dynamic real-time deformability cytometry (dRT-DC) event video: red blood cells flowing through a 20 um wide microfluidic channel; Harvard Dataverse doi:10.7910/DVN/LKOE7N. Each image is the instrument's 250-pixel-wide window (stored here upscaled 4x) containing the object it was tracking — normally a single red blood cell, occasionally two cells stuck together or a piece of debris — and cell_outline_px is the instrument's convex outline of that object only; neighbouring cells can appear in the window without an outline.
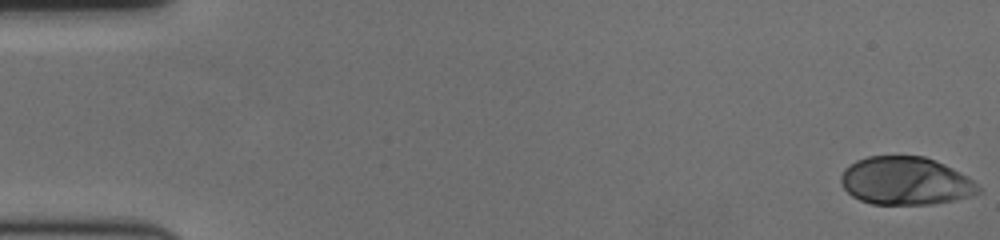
{"species": "human", "species_latin": "Homo sapiens", "temperature_condition": "cold", "stored_images_in_passage": 58, "camera_frame_rate_fps": 3000, "um_per_image_px": 0.085, "donor": {"sex": "female"}, "frame": {"image": 1, "passage_image": 1, "time_ms": 0.0, "image_size_px": [1000, 240], "cell_outline_px": [[980, 192], [972, 196], [956, 200], [932, 204], [872, 204], [860, 200], [852, 196], [844, 188], [840, 180], [840, 176], [844, 168], [856, 160], [868, 156], [924, 156], [936, 160], [968, 176], [980, 188]], "centroid_in_image_um": [76.97, 15.38], "position_along_channel_um": 8.0, "area_um2": 38.61}}
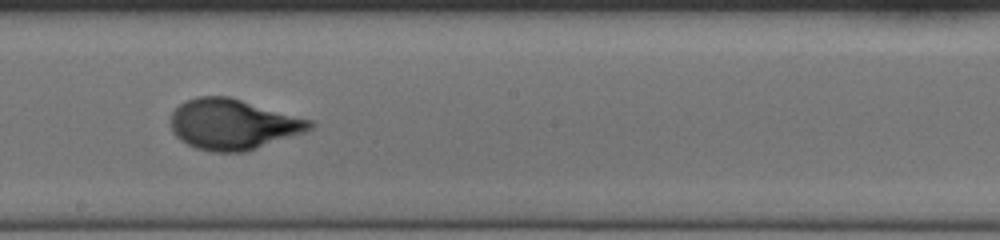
{"frame": {"image": 2, "passage_image": 33, "time_ms": 10.667, "image_size_px": [1000, 240], "cell_outline_px": [[316, 124], [312, 128], [304, 132], [244, 152], [212, 152], [196, 148], [180, 140], [172, 132], [168, 120], [172, 112], [180, 104], [196, 96], [228, 96], [312, 120]], "centroid_in_image_um": [19.76, 10.56], "position_along_channel_um": 228.4, "area_um2": 40.92}}
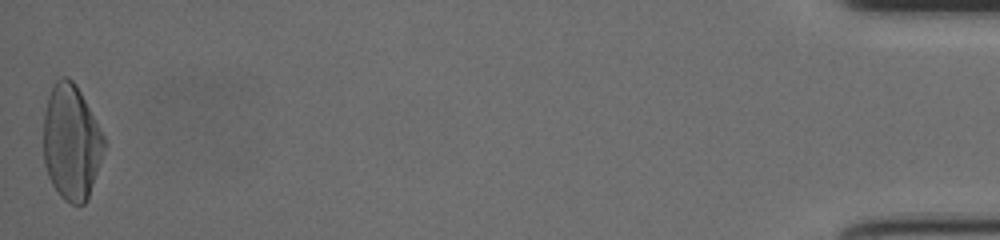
{"frame": {"image": 3, "passage_image": 58, "time_ms": 19.0, "image_size_px": [1000, 240], "cell_outline_px": [[104, 148], [88, 200], [84, 204], [72, 204], [64, 200], [60, 196], [52, 184], [48, 176], [44, 164], [44, 112], [48, 96], [56, 80], [60, 76], [68, 76], [76, 84], [104, 136]], "centroid_in_image_um": [6.04, 12.09], "position_along_channel_um": 429.2, "area_um2": 40.52}, "authors_computed_cell_mechanics": {"area_um2": 39.0728, "velocity_mm_per_s": 3.5548, "shape_relaxation_time_tau1_ms": 4.3258, "shape_relaxation_time_tau2_ms": null, "deformation_change_tau1": 0.2091, "deformation_change_tau2": null}}